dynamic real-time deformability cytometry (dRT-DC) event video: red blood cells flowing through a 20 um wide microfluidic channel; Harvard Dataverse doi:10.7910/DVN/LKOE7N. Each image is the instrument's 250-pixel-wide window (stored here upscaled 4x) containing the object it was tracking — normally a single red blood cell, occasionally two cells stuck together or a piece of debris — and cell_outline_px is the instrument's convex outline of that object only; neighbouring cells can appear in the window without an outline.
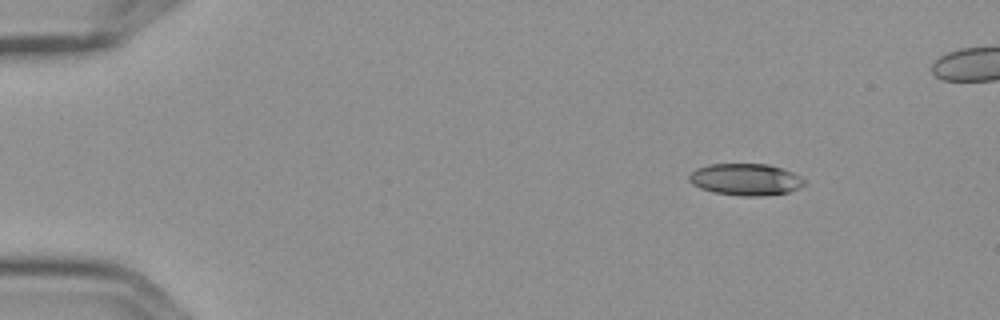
{"species": "Egyptian fruit bat (a non-hibernating species)", "species_latin": "Rousettus aegyptiacus", "temperature_condition": "cold", "stored_images_in_passage": 4, "camera_frame_rate_fps": 3000, "um_per_image_px": 0.085, "frame": {"image": 1, "passage_image": 1, "time_ms": 0.0, "image_size_px": [1000, 320], "cell_outline_px": [[804, 184], [788, 192], [760, 196], [740, 196], [712, 192], [700, 188], [692, 184], [688, 180], [688, 176], [696, 168], [708, 164], [768, 164], [792, 172], [800, 176], [804, 180]], "centroid_in_image_um": [63.32, 15.25], "position_along_channel_um": 21.7, "area_um2": 21.27}}